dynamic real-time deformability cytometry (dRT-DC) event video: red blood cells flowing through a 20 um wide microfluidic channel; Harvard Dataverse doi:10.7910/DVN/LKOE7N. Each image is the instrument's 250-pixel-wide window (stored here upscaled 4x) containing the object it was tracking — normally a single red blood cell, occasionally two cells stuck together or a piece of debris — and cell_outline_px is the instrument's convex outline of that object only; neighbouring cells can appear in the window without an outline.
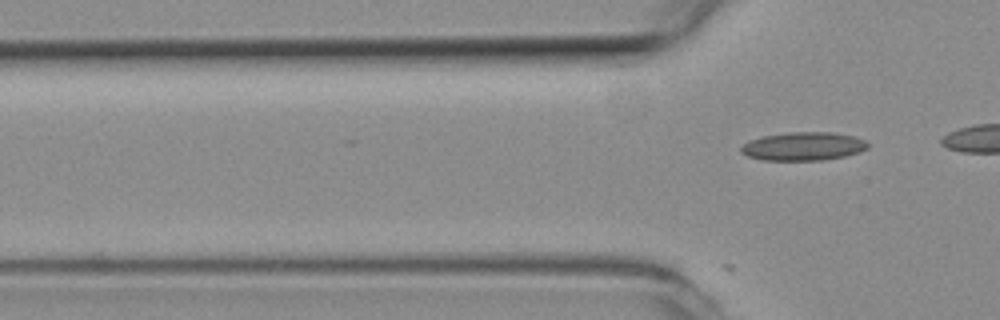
{"species": "common noctule bat (a hibernating species)", "species_latin": "Nyctalus noctula", "temperature_condition": "room temperature", "stored_images_in_passage": 11, "camera_frame_rate_fps": 3000, "um_per_image_px": 0.085, "animal": {"sex": "female", "body_mass_g": 19.3, "forearm_length_mm": 54.1}, "frame": {"image": 1, "passage_image": 11, "time_ms": 3.333, "image_size_px": [1000, 320], "cell_outline_px": [[868, 148], [860, 152], [844, 156], [824, 160], [760, 160], [748, 156], [740, 152], [740, 148], [748, 140], [764, 136], [788, 132], [828, 132], [852, 136], [864, 140], [868, 144]], "centroid_in_image_um": [68.25, 12.44], "position_along_channel_um": 57.5, "area_um2": 20.92}}